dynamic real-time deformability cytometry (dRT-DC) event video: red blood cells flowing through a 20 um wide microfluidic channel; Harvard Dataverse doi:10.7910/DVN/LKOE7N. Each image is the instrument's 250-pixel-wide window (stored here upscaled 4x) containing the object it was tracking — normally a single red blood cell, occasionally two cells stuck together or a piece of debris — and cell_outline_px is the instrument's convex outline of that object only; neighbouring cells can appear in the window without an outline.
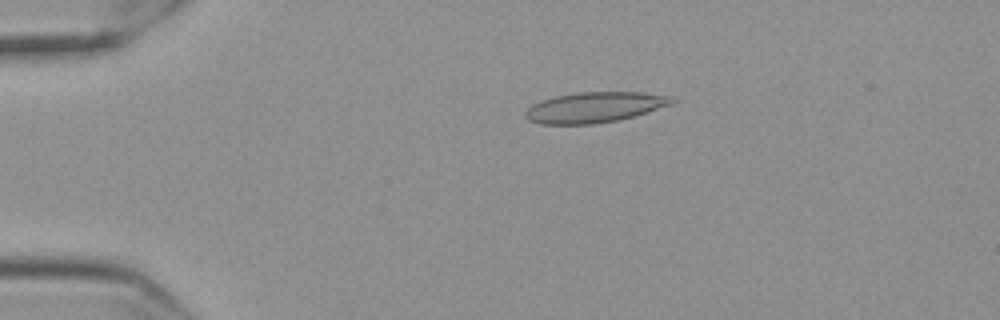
{"species": "Egyptian fruit bat (a non-hibernating species)", "species_latin": "Rousettus aegyptiacus", "temperature_condition": "cold", "stored_images_in_passage": 47, "camera_frame_rate_fps": 3000, "um_per_image_px": 0.085, "frame": {"image": 1, "passage_image": 2, "time_ms": 0.333, "image_size_px": [1000, 320], "cell_outline_px": [[676, 100], [672, 104], [620, 120], [592, 124], [540, 124], [528, 120], [524, 116], [524, 112], [532, 104], [540, 100], [556, 96], [580, 92], [644, 92], [672, 96]], "centroid_in_image_um": [50.53, 9.12], "position_along_channel_um": 34.5, "area_um2": 26.13}}
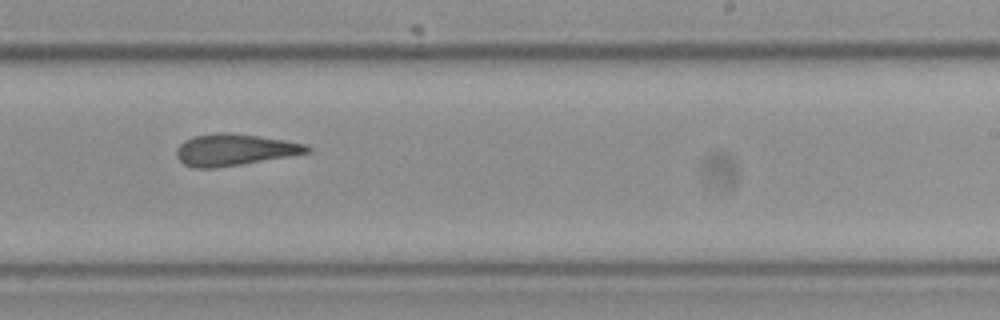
{"frame": {"image": 2, "passage_image": 26, "time_ms": 8.333, "image_size_px": [1000, 320], "cell_outline_px": [[312, 152], [292, 156], [216, 168], [192, 168], [184, 164], [176, 156], [176, 148], [184, 140], [196, 136], [216, 132], [228, 132], [284, 140], [308, 144], [312, 148]], "centroid_in_image_um": [19.95, 12.74], "position_along_channel_um": 269.0, "area_um2": 24.22}}
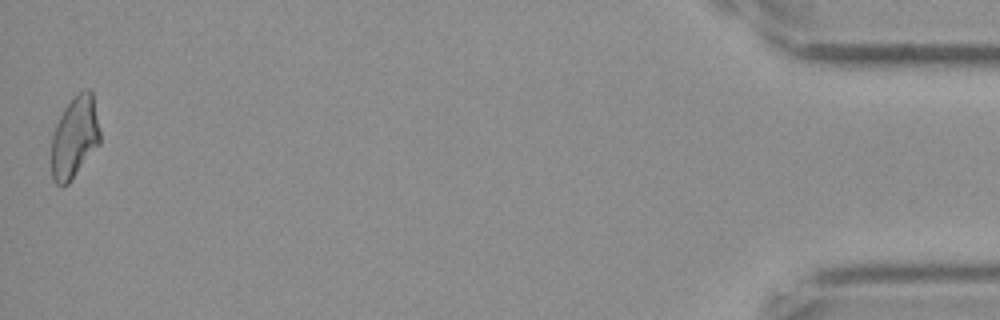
{"frame": {"image": 3, "passage_image": 47, "time_ms": 15.333, "image_size_px": [1000, 320], "cell_outline_px": [[100, 144], [68, 184], [56, 184], [52, 180], [52, 136], [56, 124], [64, 108], [80, 92], [88, 88], [92, 92], [100, 132]], "centroid_in_image_um": [6.35, 11.69], "position_along_channel_um": 428.9, "area_um2": 22.83}, "authors_computed_cell_mechanics": {"area_um2": 23.9292, "velocity_mm_per_s": 3.5388, "shape_relaxation_time_tau1_ms": null, "shape_relaxation_time_tau2_ms": 2.9366, "deformation_change_tau1": null, "deformation_change_tau2": 0.1127}}